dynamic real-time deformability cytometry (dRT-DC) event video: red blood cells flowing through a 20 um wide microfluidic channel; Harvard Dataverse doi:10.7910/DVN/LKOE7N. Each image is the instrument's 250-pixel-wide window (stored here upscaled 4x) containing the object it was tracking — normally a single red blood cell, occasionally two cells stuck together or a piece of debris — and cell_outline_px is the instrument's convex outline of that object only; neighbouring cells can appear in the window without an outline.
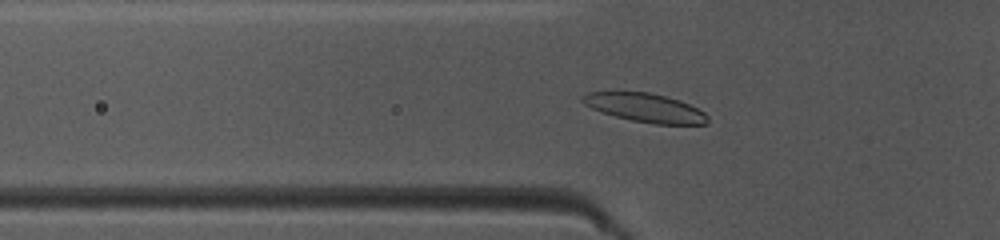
{"species": "common noctule bat (a hibernating species)", "species_latin": "Nyctalus noctula", "temperature_condition": "warm", "stored_images_in_passage": 41, "camera_frame_rate_fps": 3000, "um_per_image_px": 0.085, "animal": {"sex": "female", "body_mass_g": 10.0, "forearm_length_mm": 53.1}, "frame": {"image": 1, "passage_image": 9, "time_ms": 2.667, "image_size_px": [1000, 240], "cell_outline_px": [[708, 124], [656, 124], [632, 120], [616, 116], [592, 108], [584, 104], [580, 100], [580, 96], [588, 92], [648, 92], [680, 100], [704, 112], [708, 116]], "centroid_in_image_um": [54.84, 9.15], "position_along_channel_um": 71.0, "area_um2": 20.69}}
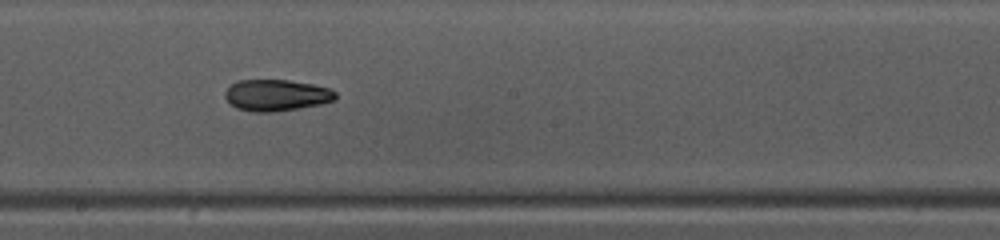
{"frame": {"image": 2, "passage_image": 20, "time_ms": 6.333, "image_size_px": [1000, 240], "cell_outline_px": [[336, 100], [320, 104], [300, 108], [272, 112], [252, 112], [236, 108], [224, 96], [224, 92], [236, 80], [288, 80], [312, 84], [332, 88], [336, 92]], "centroid_in_image_um": [23.51, 8.09], "position_along_channel_um": 224.7, "area_um2": 20.35}}
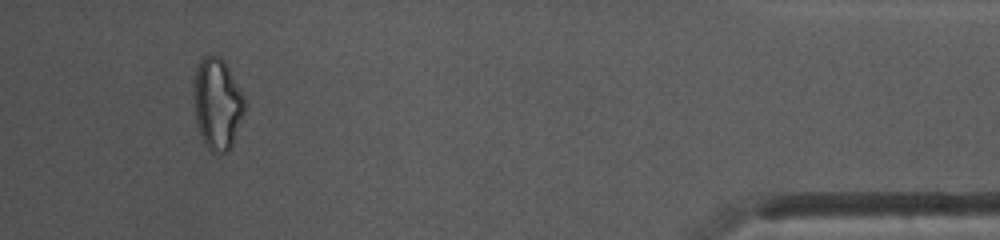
{"frame": {"image": 3, "passage_image": 38, "time_ms": 12.333, "image_size_px": [1000, 240], "cell_outline_px": [[244, 112], [232, 144], [228, 152], [212, 152], [204, 144], [200, 136], [196, 124], [192, 96], [192, 92], [196, 68], [200, 56], [208, 52], [220, 56], [224, 60], [244, 96]], "centroid_in_image_um": [18.42, 8.76], "position_along_channel_um": 416.8, "area_um2": 27.63}, "authors_computed_cell_mechanics": {"area_um2": 20.519, "velocity_mm_per_s": 4.1688, "shape_relaxation_time_tau1_ms": null, "shape_relaxation_time_tau2_ms": 3.4423, "deformation_change_tau1": null, "deformation_change_tau2": 0.1088}}